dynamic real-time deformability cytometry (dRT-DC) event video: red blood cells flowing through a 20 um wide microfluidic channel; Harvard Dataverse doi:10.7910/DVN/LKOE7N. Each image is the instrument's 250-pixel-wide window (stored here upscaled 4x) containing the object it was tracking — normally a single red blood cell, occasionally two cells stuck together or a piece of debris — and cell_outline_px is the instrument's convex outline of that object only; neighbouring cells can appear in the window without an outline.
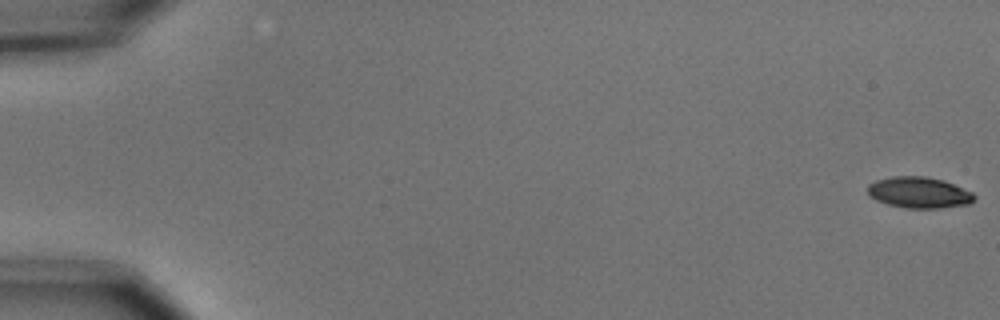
{"species": "common noctule bat (a hibernating species)", "species_latin": "Nyctalus noctula", "temperature_condition": "cold", "stored_images_in_passage": 56, "camera_frame_rate_fps": 3000, "um_per_image_px": 0.085, "animal": {"sex": "male", "body_mass_g": 15.6}, "frame": {"image": 1, "passage_image": 1, "time_ms": 0.0, "image_size_px": [1000, 320], "cell_outline_px": [[976, 200], [968, 204], [940, 208], [904, 208], [888, 204], [876, 200], [868, 196], [868, 184], [876, 180], [892, 176], [924, 176], [944, 180], [972, 192], [976, 196]], "centroid_in_image_um": [78.11, 16.36], "position_along_channel_um": 6.9, "area_um2": 19.48}}
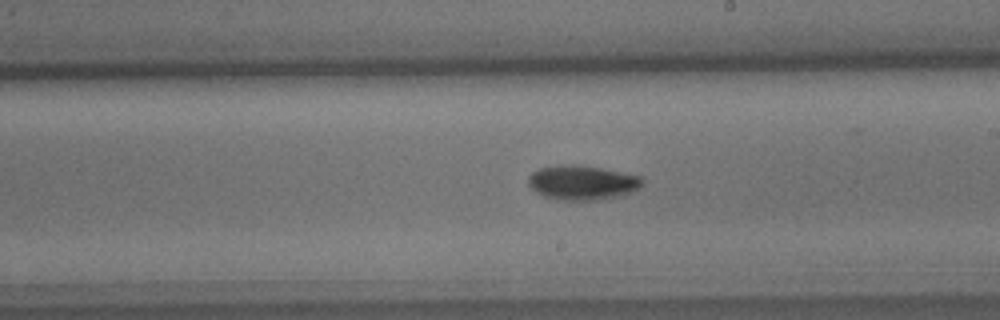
{"frame": {"image": 2, "passage_image": 33, "time_ms": 10.667, "image_size_px": [1000, 320], "cell_outline_px": [[644, 180], [640, 188], [636, 192], [624, 196], [600, 200], [564, 200], [544, 196], [536, 192], [528, 184], [528, 176], [532, 172], [540, 168], [600, 168], [640, 176]], "centroid_in_image_um": [49.59, 15.6], "position_along_channel_um": 239.4, "area_um2": 22.14}}
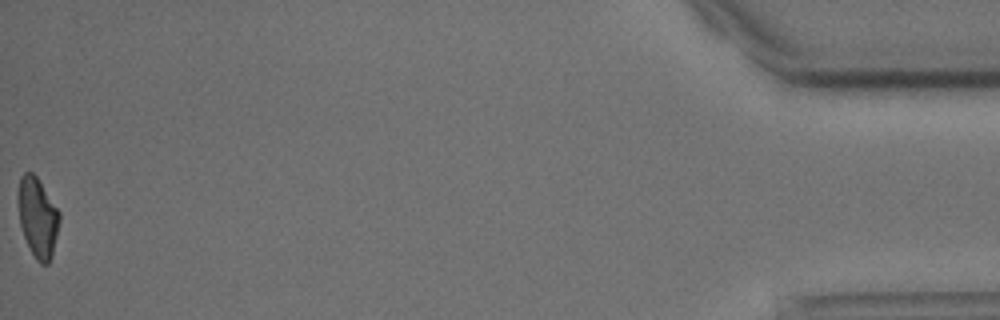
{"frame": {"image": 3, "passage_image": 56, "time_ms": 18.333, "image_size_px": [1000, 320], "cell_outline_px": [[60, 220], [52, 256], [48, 264], [40, 264], [36, 260], [24, 236], [20, 224], [16, 200], [16, 192], [20, 176], [24, 172], [32, 172], [36, 176], [60, 212]], "centroid_in_image_um": [3.17, 18.44], "position_along_channel_um": 432.0, "area_um2": 19.42}, "authors_computed_cell_mechanics": {"area_um2": 20.3456, "velocity_mm_per_s": 3.691, "shape_relaxation_time_tau1_ms": 3.0491, "shape_relaxation_time_tau2_ms": null, "deformation_change_tau1": 0.1256, "deformation_change_tau2": null}}